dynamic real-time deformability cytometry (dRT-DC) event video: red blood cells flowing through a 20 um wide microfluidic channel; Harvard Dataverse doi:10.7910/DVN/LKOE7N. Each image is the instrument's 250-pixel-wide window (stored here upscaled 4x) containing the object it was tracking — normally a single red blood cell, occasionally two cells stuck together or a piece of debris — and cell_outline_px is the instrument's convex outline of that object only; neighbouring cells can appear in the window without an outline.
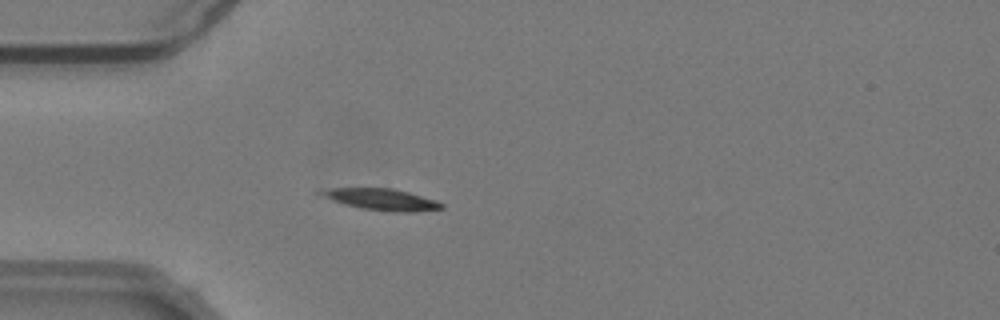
{"species": "common noctule bat (a hibernating species)", "species_latin": "Nyctalus noctula", "temperature_condition": "warm", "stored_images_in_passage": 47, "camera_frame_rate_fps": 3000, "um_per_image_px": 0.085, "animal": {"sex": "male", "body_mass_g": 19.2, "forearm_length_mm": 51.8}, "frame": {"image": 1, "passage_image": 8, "time_ms": 2.333, "image_size_px": [1000, 320], "cell_outline_px": [[444, 208], [412, 212], [400, 212], [360, 208], [344, 204], [324, 196], [316, 192], [320, 188], [392, 188], [408, 192], [436, 200], [444, 204]], "centroid_in_image_um": [32.42, 16.94], "position_along_channel_um": 52.6, "area_um2": 14.97}}
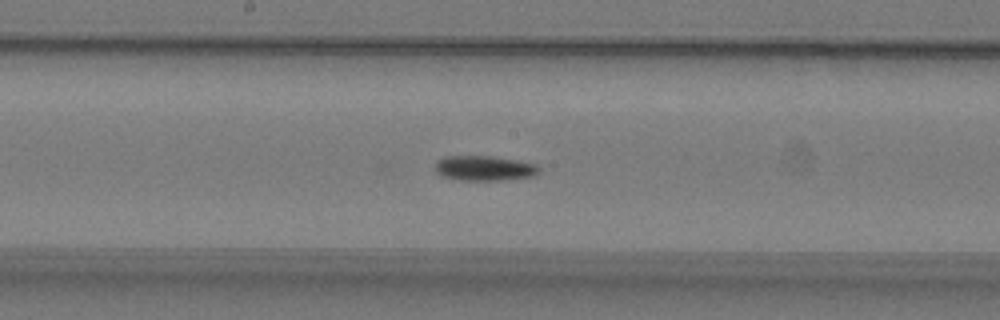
{"frame": {"image": 2, "passage_image": 21, "time_ms": 6.667, "image_size_px": [1000, 320], "cell_outline_px": [[540, 172], [536, 176], [504, 180], [460, 180], [440, 176], [436, 172], [436, 160], [444, 156], [492, 156], [516, 160], [536, 164], [540, 168]], "centroid_in_image_um": [41.18, 14.3], "position_along_channel_um": 207.0, "area_um2": 15.32}}
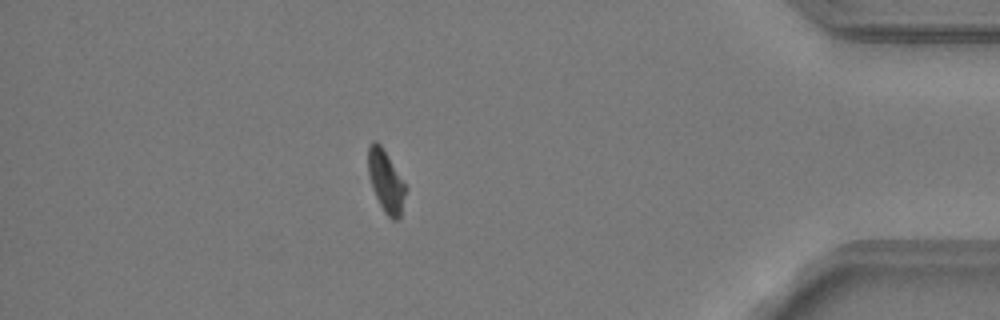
{"frame": {"image": 3, "passage_image": 40, "time_ms": 13.0, "image_size_px": [1000, 320], "cell_outline_px": [[408, 188], [400, 216], [396, 220], [392, 220], [384, 212], [372, 188], [368, 172], [368, 144], [372, 140], [376, 140], [380, 144]], "centroid_in_image_um": [32.8, 15.4], "position_along_channel_um": 402.4, "area_um2": 13.53}}